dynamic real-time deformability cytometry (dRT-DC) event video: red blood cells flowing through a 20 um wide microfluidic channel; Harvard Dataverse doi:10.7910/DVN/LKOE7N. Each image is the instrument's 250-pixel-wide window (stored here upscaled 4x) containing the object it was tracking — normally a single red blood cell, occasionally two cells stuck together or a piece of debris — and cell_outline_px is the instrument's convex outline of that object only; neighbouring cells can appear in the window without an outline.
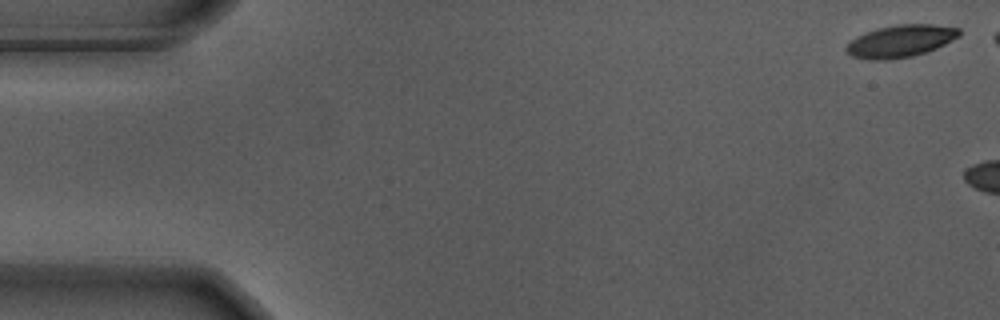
{"species": "Egyptian fruit bat (a non-hibernating species)", "species_latin": "Rousettus aegyptiacus", "temperature_condition": "warm", "stored_images_in_passage": 8, "camera_frame_rate_fps": 3000, "um_per_image_px": 0.085, "animal": {"sex": "male"}, "frame": {"image": 1, "passage_image": 1, "time_ms": 0.0, "image_size_px": [1000, 320], "cell_outline_px": [[960, 36], [928, 52], [912, 56], [888, 60], [868, 60], [852, 56], [844, 48], [856, 36], [876, 28], [896, 24], [932, 24], [960, 28]], "centroid_in_image_um": [76.54, 3.49], "position_along_channel_um": 8.5, "area_um2": 21.33}}